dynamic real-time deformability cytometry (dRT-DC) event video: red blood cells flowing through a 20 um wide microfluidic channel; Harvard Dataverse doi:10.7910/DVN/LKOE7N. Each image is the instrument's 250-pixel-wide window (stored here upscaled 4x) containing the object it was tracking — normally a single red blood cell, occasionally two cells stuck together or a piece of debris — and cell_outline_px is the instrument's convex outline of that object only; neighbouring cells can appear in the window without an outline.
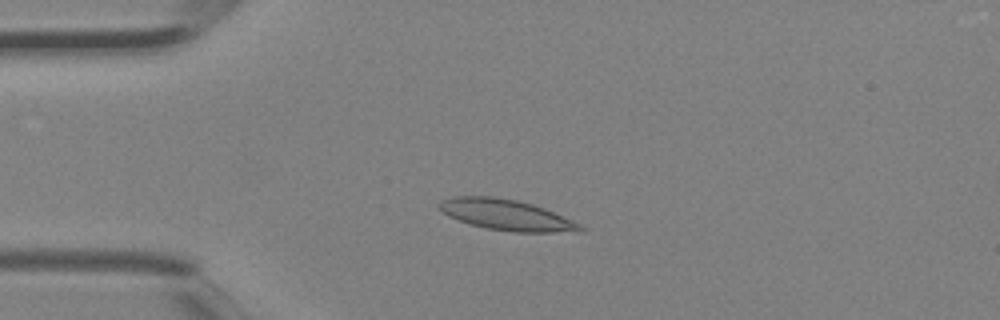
{"species": "Egyptian fruit bat (a non-hibernating species)", "species_latin": "Rousettus aegyptiacus", "temperature_condition": "room temperature", "stored_images_in_passage": 2, "camera_frame_rate_fps": 3000, "um_per_image_px": 0.085, "animal": {"sex": "female"}, "frame": {"image": 1, "passage_image": 1, "time_ms": 0.0, "image_size_px": [1000, 320], "cell_outline_px": [[588, 228], [584, 232], [512, 232], [488, 228], [468, 224], [448, 216], [436, 204], [440, 200], [452, 196], [496, 196], [516, 200], [532, 204], [544, 208], [572, 220]], "centroid_in_image_um": [43.06, 18.27], "position_along_channel_um": 41.9, "area_um2": 25.55}}